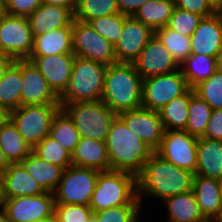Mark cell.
<instances>
[{"label":"cell","instance_id":"cell-27","mask_svg":"<svg viewBox=\"0 0 222 222\" xmlns=\"http://www.w3.org/2000/svg\"><path fill=\"white\" fill-rule=\"evenodd\" d=\"M163 202L167 207V218L171 222H199L205 218L192 190L168 197Z\"/></svg>","mask_w":222,"mask_h":222},{"label":"cell","instance_id":"cell-10","mask_svg":"<svg viewBox=\"0 0 222 222\" xmlns=\"http://www.w3.org/2000/svg\"><path fill=\"white\" fill-rule=\"evenodd\" d=\"M189 86L180 69L143 79L142 107L159 111L174 98L183 95Z\"/></svg>","mask_w":222,"mask_h":222},{"label":"cell","instance_id":"cell-61","mask_svg":"<svg viewBox=\"0 0 222 222\" xmlns=\"http://www.w3.org/2000/svg\"><path fill=\"white\" fill-rule=\"evenodd\" d=\"M218 12L220 13L221 17H222V6L221 8L218 10Z\"/></svg>","mask_w":222,"mask_h":222},{"label":"cell","instance_id":"cell-32","mask_svg":"<svg viewBox=\"0 0 222 222\" xmlns=\"http://www.w3.org/2000/svg\"><path fill=\"white\" fill-rule=\"evenodd\" d=\"M180 70L189 88L193 89L196 85L213 75L218 70V66L215 57L191 54L180 64Z\"/></svg>","mask_w":222,"mask_h":222},{"label":"cell","instance_id":"cell-23","mask_svg":"<svg viewBox=\"0 0 222 222\" xmlns=\"http://www.w3.org/2000/svg\"><path fill=\"white\" fill-rule=\"evenodd\" d=\"M73 54L72 27H60L34 38L30 56Z\"/></svg>","mask_w":222,"mask_h":222},{"label":"cell","instance_id":"cell-14","mask_svg":"<svg viewBox=\"0 0 222 222\" xmlns=\"http://www.w3.org/2000/svg\"><path fill=\"white\" fill-rule=\"evenodd\" d=\"M118 116L154 152L159 148L165 130L158 111L140 107L119 113Z\"/></svg>","mask_w":222,"mask_h":222},{"label":"cell","instance_id":"cell-15","mask_svg":"<svg viewBox=\"0 0 222 222\" xmlns=\"http://www.w3.org/2000/svg\"><path fill=\"white\" fill-rule=\"evenodd\" d=\"M133 64L143 79L180 69V65L170 51L155 35L145 45Z\"/></svg>","mask_w":222,"mask_h":222},{"label":"cell","instance_id":"cell-53","mask_svg":"<svg viewBox=\"0 0 222 222\" xmlns=\"http://www.w3.org/2000/svg\"><path fill=\"white\" fill-rule=\"evenodd\" d=\"M209 4L218 11L222 6V0H207Z\"/></svg>","mask_w":222,"mask_h":222},{"label":"cell","instance_id":"cell-37","mask_svg":"<svg viewBox=\"0 0 222 222\" xmlns=\"http://www.w3.org/2000/svg\"><path fill=\"white\" fill-rule=\"evenodd\" d=\"M41 159L63 169L72 165V154L48 135L33 150Z\"/></svg>","mask_w":222,"mask_h":222},{"label":"cell","instance_id":"cell-55","mask_svg":"<svg viewBox=\"0 0 222 222\" xmlns=\"http://www.w3.org/2000/svg\"><path fill=\"white\" fill-rule=\"evenodd\" d=\"M0 222H9L3 208H0Z\"/></svg>","mask_w":222,"mask_h":222},{"label":"cell","instance_id":"cell-13","mask_svg":"<svg viewBox=\"0 0 222 222\" xmlns=\"http://www.w3.org/2000/svg\"><path fill=\"white\" fill-rule=\"evenodd\" d=\"M9 222H43L54 218V193L7 198L3 207Z\"/></svg>","mask_w":222,"mask_h":222},{"label":"cell","instance_id":"cell-44","mask_svg":"<svg viewBox=\"0 0 222 222\" xmlns=\"http://www.w3.org/2000/svg\"><path fill=\"white\" fill-rule=\"evenodd\" d=\"M175 7L207 17L216 12L207 0H174Z\"/></svg>","mask_w":222,"mask_h":222},{"label":"cell","instance_id":"cell-45","mask_svg":"<svg viewBox=\"0 0 222 222\" xmlns=\"http://www.w3.org/2000/svg\"><path fill=\"white\" fill-rule=\"evenodd\" d=\"M203 138L222 141V109L212 110Z\"/></svg>","mask_w":222,"mask_h":222},{"label":"cell","instance_id":"cell-58","mask_svg":"<svg viewBox=\"0 0 222 222\" xmlns=\"http://www.w3.org/2000/svg\"><path fill=\"white\" fill-rule=\"evenodd\" d=\"M218 184H219V191H220V195L222 199V178L218 180Z\"/></svg>","mask_w":222,"mask_h":222},{"label":"cell","instance_id":"cell-42","mask_svg":"<svg viewBox=\"0 0 222 222\" xmlns=\"http://www.w3.org/2000/svg\"><path fill=\"white\" fill-rule=\"evenodd\" d=\"M93 212L89 206L55 204L56 222H86Z\"/></svg>","mask_w":222,"mask_h":222},{"label":"cell","instance_id":"cell-52","mask_svg":"<svg viewBox=\"0 0 222 222\" xmlns=\"http://www.w3.org/2000/svg\"><path fill=\"white\" fill-rule=\"evenodd\" d=\"M7 14L6 1L0 0V20Z\"/></svg>","mask_w":222,"mask_h":222},{"label":"cell","instance_id":"cell-49","mask_svg":"<svg viewBox=\"0 0 222 222\" xmlns=\"http://www.w3.org/2000/svg\"><path fill=\"white\" fill-rule=\"evenodd\" d=\"M7 200L5 178L3 174H0V208L4 207V203Z\"/></svg>","mask_w":222,"mask_h":222},{"label":"cell","instance_id":"cell-5","mask_svg":"<svg viewBox=\"0 0 222 222\" xmlns=\"http://www.w3.org/2000/svg\"><path fill=\"white\" fill-rule=\"evenodd\" d=\"M107 66L75 56L67 89L59 97L60 105L102 100Z\"/></svg>","mask_w":222,"mask_h":222},{"label":"cell","instance_id":"cell-18","mask_svg":"<svg viewBox=\"0 0 222 222\" xmlns=\"http://www.w3.org/2000/svg\"><path fill=\"white\" fill-rule=\"evenodd\" d=\"M28 60L35 64L49 87L60 97L68 87L75 55L30 56Z\"/></svg>","mask_w":222,"mask_h":222},{"label":"cell","instance_id":"cell-46","mask_svg":"<svg viewBox=\"0 0 222 222\" xmlns=\"http://www.w3.org/2000/svg\"><path fill=\"white\" fill-rule=\"evenodd\" d=\"M146 1L148 0H117L119 13L134 16Z\"/></svg>","mask_w":222,"mask_h":222},{"label":"cell","instance_id":"cell-34","mask_svg":"<svg viewBox=\"0 0 222 222\" xmlns=\"http://www.w3.org/2000/svg\"><path fill=\"white\" fill-rule=\"evenodd\" d=\"M211 113L209 104L194 93L190 97L187 126L184 131L196 138L203 137Z\"/></svg>","mask_w":222,"mask_h":222},{"label":"cell","instance_id":"cell-22","mask_svg":"<svg viewBox=\"0 0 222 222\" xmlns=\"http://www.w3.org/2000/svg\"><path fill=\"white\" fill-rule=\"evenodd\" d=\"M195 175L217 180L222 178V141L198 138Z\"/></svg>","mask_w":222,"mask_h":222},{"label":"cell","instance_id":"cell-39","mask_svg":"<svg viewBox=\"0 0 222 222\" xmlns=\"http://www.w3.org/2000/svg\"><path fill=\"white\" fill-rule=\"evenodd\" d=\"M127 17L128 16L125 14L117 13L95 18L88 23L95 31L116 46L120 39L124 22Z\"/></svg>","mask_w":222,"mask_h":222},{"label":"cell","instance_id":"cell-19","mask_svg":"<svg viewBox=\"0 0 222 222\" xmlns=\"http://www.w3.org/2000/svg\"><path fill=\"white\" fill-rule=\"evenodd\" d=\"M191 54L217 58L222 48V17L218 11L203 17L190 36Z\"/></svg>","mask_w":222,"mask_h":222},{"label":"cell","instance_id":"cell-40","mask_svg":"<svg viewBox=\"0 0 222 222\" xmlns=\"http://www.w3.org/2000/svg\"><path fill=\"white\" fill-rule=\"evenodd\" d=\"M142 205H122L93 212L95 222H141Z\"/></svg>","mask_w":222,"mask_h":222},{"label":"cell","instance_id":"cell-59","mask_svg":"<svg viewBox=\"0 0 222 222\" xmlns=\"http://www.w3.org/2000/svg\"><path fill=\"white\" fill-rule=\"evenodd\" d=\"M43 222H56V220H55V217H54V218H51V219L43 221Z\"/></svg>","mask_w":222,"mask_h":222},{"label":"cell","instance_id":"cell-41","mask_svg":"<svg viewBox=\"0 0 222 222\" xmlns=\"http://www.w3.org/2000/svg\"><path fill=\"white\" fill-rule=\"evenodd\" d=\"M202 18L198 14L175 7L167 27L185 36H191Z\"/></svg>","mask_w":222,"mask_h":222},{"label":"cell","instance_id":"cell-17","mask_svg":"<svg viewBox=\"0 0 222 222\" xmlns=\"http://www.w3.org/2000/svg\"><path fill=\"white\" fill-rule=\"evenodd\" d=\"M21 106L60 104L59 97L49 87L39 69L28 59L21 60Z\"/></svg>","mask_w":222,"mask_h":222},{"label":"cell","instance_id":"cell-3","mask_svg":"<svg viewBox=\"0 0 222 222\" xmlns=\"http://www.w3.org/2000/svg\"><path fill=\"white\" fill-rule=\"evenodd\" d=\"M143 78L133 63L107 66L102 100L117 115L142 107Z\"/></svg>","mask_w":222,"mask_h":222},{"label":"cell","instance_id":"cell-48","mask_svg":"<svg viewBox=\"0 0 222 222\" xmlns=\"http://www.w3.org/2000/svg\"><path fill=\"white\" fill-rule=\"evenodd\" d=\"M13 62L14 60L7 54H0V79Z\"/></svg>","mask_w":222,"mask_h":222},{"label":"cell","instance_id":"cell-2","mask_svg":"<svg viewBox=\"0 0 222 222\" xmlns=\"http://www.w3.org/2000/svg\"><path fill=\"white\" fill-rule=\"evenodd\" d=\"M105 145L111 162V170L129 172L136 177L154 153L117 115L113 120Z\"/></svg>","mask_w":222,"mask_h":222},{"label":"cell","instance_id":"cell-6","mask_svg":"<svg viewBox=\"0 0 222 222\" xmlns=\"http://www.w3.org/2000/svg\"><path fill=\"white\" fill-rule=\"evenodd\" d=\"M72 119L80 137L105 141L117 116L103 100L60 105Z\"/></svg>","mask_w":222,"mask_h":222},{"label":"cell","instance_id":"cell-20","mask_svg":"<svg viewBox=\"0 0 222 222\" xmlns=\"http://www.w3.org/2000/svg\"><path fill=\"white\" fill-rule=\"evenodd\" d=\"M33 37L60 27H72L74 14L67 8L43 4L27 17Z\"/></svg>","mask_w":222,"mask_h":222},{"label":"cell","instance_id":"cell-57","mask_svg":"<svg viewBox=\"0 0 222 222\" xmlns=\"http://www.w3.org/2000/svg\"><path fill=\"white\" fill-rule=\"evenodd\" d=\"M199 222H218V221L215 218L209 217V218H204Z\"/></svg>","mask_w":222,"mask_h":222},{"label":"cell","instance_id":"cell-26","mask_svg":"<svg viewBox=\"0 0 222 222\" xmlns=\"http://www.w3.org/2000/svg\"><path fill=\"white\" fill-rule=\"evenodd\" d=\"M192 191L203 216L214 218L222 204L218 180L194 175Z\"/></svg>","mask_w":222,"mask_h":222},{"label":"cell","instance_id":"cell-16","mask_svg":"<svg viewBox=\"0 0 222 222\" xmlns=\"http://www.w3.org/2000/svg\"><path fill=\"white\" fill-rule=\"evenodd\" d=\"M153 36L154 31L149 26L128 16L115 46L117 63H133Z\"/></svg>","mask_w":222,"mask_h":222},{"label":"cell","instance_id":"cell-29","mask_svg":"<svg viewBox=\"0 0 222 222\" xmlns=\"http://www.w3.org/2000/svg\"><path fill=\"white\" fill-rule=\"evenodd\" d=\"M0 149L9 163L22 162L32 152L10 118L0 125Z\"/></svg>","mask_w":222,"mask_h":222},{"label":"cell","instance_id":"cell-43","mask_svg":"<svg viewBox=\"0 0 222 222\" xmlns=\"http://www.w3.org/2000/svg\"><path fill=\"white\" fill-rule=\"evenodd\" d=\"M7 14L28 17L40 5L41 0H5Z\"/></svg>","mask_w":222,"mask_h":222},{"label":"cell","instance_id":"cell-31","mask_svg":"<svg viewBox=\"0 0 222 222\" xmlns=\"http://www.w3.org/2000/svg\"><path fill=\"white\" fill-rule=\"evenodd\" d=\"M194 93V89L189 88L183 95L174 98L158 111L164 130H185L190 97Z\"/></svg>","mask_w":222,"mask_h":222},{"label":"cell","instance_id":"cell-54","mask_svg":"<svg viewBox=\"0 0 222 222\" xmlns=\"http://www.w3.org/2000/svg\"><path fill=\"white\" fill-rule=\"evenodd\" d=\"M216 61H217L218 69L222 71V48H221V50L218 53Z\"/></svg>","mask_w":222,"mask_h":222},{"label":"cell","instance_id":"cell-51","mask_svg":"<svg viewBox=\"0 0 222 222\" xmlns=\"http://www.w3.org/2000/svg\"><path fill=\"white\" fill-rule=\"evenodd\" d=\"M10 118V113L0 105V125Z\"/></svg>","mask_w":222,"mask_h":222},{"label":"cell","instance_id":"cell-12","mask_svg":"<svg viewBox=\"0 0 222 222\" xmlns=\"http://www.w3.org/2000/svg\"><path fill=\"white\" fill-rule=\"evenodd\" d=\"M197 142L198 138L184 130H165L160 146L155 153L180 169L195 174Z\"/></svg>","mask_w":222,"mask_h":222},{"label":"cell","instance_id":"cell-1","mask_svg":"<svg viewBox=\"0 0 222 222\" xmlns=\"http://www.w3.org/2000/svg\"><path fill=\"white\" fill-rule=\"evenodd\" d=\"M194 173L180 169L155 152L137 176V195L141 204L144 196H153L162 202L171 196L192 190ZM147 195V196H146Z\"/></svg>","mask_w":222,"mask_h":222},{"label":"cell","instance_id":"cell-8","mask_svg":"<svg viewBox=\"0 0 222 222\" xmlns=\"http://www.w3.org/2000/svg\"><path fill=\"white\" fill-rule=\"evenodd\" d=\"M100 171L71 165L54 191L55 204L89 206Z\"/></svg>","mask_w":222,"mask_h":222},{"label":"cell","instance_id":"cell-60","mask_svg":"<svg viewBox=\"0 0 222 222\" xmlns=\"http://www.w3.org/2000/svg\"><path fill=\"white\" fill-rule=\"evenodd\" d=\"M86 222H95V219H94V217H93V216H91V217H90V219H89V220H87Z\"/></svg>","mask_w":222,"mask_h":222},{"label":"cell","instance_id":"cell-21","mask_svg":"<svg viewBox=\"0 0 222 222\" xmlns=\"http://www.w3.org/2000/svg\"><path fill=\"white\" fill-rule=\"evenodd\" d=\"M72 165L98 171L111 170V162L105 141L81 137L72 153Z\"/></svg>","mask_w":222,"mask_h":222},{"label":"cell","instance_id":"cell-56","mask_svg":"<svg viewBox=\"0 0 222 222\" xmlns=\"http://www.w3.org/2000/svg\"><path fill=\"white\" fill-rule=\"evenodd\" d=\"M218 222H222V204L220 206L218 214L214 217Z\"/></svg>","mask_w":222,"mask_h":222},{"label":"cell","instance_id":"cell-11","mask_svg":"<svg viewBox=\"0 0 222 222\" xmlns=\"http://www.w3.org/2000/svg\"><path fill=\"white\" fill-rule=\"evenodd\" d=\"M34 37L27 17L6 14L0 20V52L13 60L29 59Z\"/></svg>","mask_w":222,"mask_h":222},{"label":"cell","instance_id":"cell-4","mask_svg":"<svg viewBox=\"0 0 222 222\" xmlns=\"http://www.w3.org/2000/svg\"><path fill=\"white\" fill-rule=\"evenodd\" d=\"M122 205H142L137 195V177L123 171L99 172L89 203L92 212Z\"/></svg>","mask_w":222,"mask_h":222},{"label":"cell","instance_id":"cell-30","mask_svg":"<svg viewBox=\"0 0 222 222\" xmlns=\"http://www.w3.org/2000/svg\"><path fill=\"white\" fill-rule=\"evenodd\" d=\"M174 9V0H148L134 17L155 31L168 25Z\"/></svg>","mask_w":222,"mask_h":222},{"label":"cell","instance_id":"cell-36","mask_svg":"<svg viewBox=\"0 0 222 222\" xmlns=\"http://www.w3.org/2000/svg\"><path fill=\"white\" fill-rule=\"evenodd\" d=\"M117 13V0H76L74 18L88 23L95 18Z\"/></svg>","mask_w":222,"mask_h":222},{"label":"cell","instance_id":"cell-33","mask_svg":"<svg viewBox=\"0 0 222 222\" xmlns=\"http://www.w3.org/2000/svg\"><path fill=\"white\" fill-rule=\"evenodd\" d=\"M49 135L71 154L81 138L72 119L62 108L53 118Z\"/></svg>","mask_w":222,"mask_h":222},{"label":"cell","instance_id":"cell-35","mask_svg":"<svg viewBox=\"0 0 222 222\" xmlns=\"http://www.w3.org/2000/svg\"><path fill=\"white\" fill-rule=\"evenodd\" d=\"M154 35L170 51L180 65L191 55V39L167 26L154 31Z\"/></svg>","mask_w":222,"mask_h":222},{"label":"cell","instance_id":"cell-9","mask_svg":"<svg viewBox=\"0 0 222 222\" xmlns=\"http://www.w3.org/2000/svg\"><path fill=\"white\" fill-rule=\"evenodd\" d=\"M73 54L106 66L117 63L115 46L95 31L89 23L74 18L72 22Z\"/></svg>","mask_w":222,"mask_h":222},{"label":"cell","instance_id":"cell-38","mask_svg":"<svg viewBox=\"0 0 222 222\" xmlns=\"http://www.w3.org/2000/svg\"><path fill=\"white\" fill-rule=\"evenodd\" d=\"M195 94L206 101L212 110L222 109V71L217 70L194 88Z\"/></svg>","mask_w":222,"mask_h":222},{"label":"cell","instance_id":"cell-24","mask_svg":"<svg viewBox=\"0 0 222 222\" xmlns=\"http://www.w3.org/2000/svg\"><path fill=\"white\" fill-rule=\"evenodd\" d=\"M7 198L36 196L45 193L36 180L26 171L21 162L9 163L3 174Z\"/></svg>","mask_w":222,"mask_h":222},{"label":"cell","instance_id":"cell-25","mask_svg":"<svg viewBox=\"0 0 222 222\" xmlns=\"http://www.w3.org/2000/svg\"><path fill=\"white\" fill-rule=\"evenodd\" d=\"M21 163L45 192L54 193L62 178V167L48 163L33 151Z\"/></svg>","mask_w":222,"mask_h":222},{"label":"cell","instance_id":"cell-28","mask_svg":"<svg viewBox=\"0 0 222 222\" xmlns=\"http://www.w3.org/2000/svg\"><path fill=\"white\" fill-rule=\"evenodd\" d=\"M21 60H14L0 79V105L9 113L21 106Z\"/></svg>","mask_w":222,"mask_h":222},{"label":"cell","instance_id":"cell-47","mask_svg":"<svg viewBox=\"0 0 222 222\" xmlns=\"http://www.w3.org/2000/svg\"><path fill=\"white\" fill-rule=\"evenodd\" d=\"M43 4H52L69 9L73 14L76 10V0H41Z\"/></svg>","mask_w":222,"mask_h":222},{"label":"cell","instance_id":"cell-7","mask_svg":"<svg viewBox=\"0 0 222 222\" xmlns=\"http://www.w3.org/2000/svg\"><path fill=\"white\" fill-rule=\"evenodd\" d=\"M60 104L24 105L10 112V119L32 150L50 133Z\"/></svg>","mask_w":222,"mask_h":222},{"label":"cell","instance_id":"cell-50","mask_svg":"<svg viewBox=\"0 0 222 222\" xmlns=\"http://www.w3.org/2000/svg\"><path fill=\"white\" fill-rule=\"evenodd\" d=\"M8 165L9 162L5 158L4 152L0 149V174H4L7 171Z\"/></svg>","mask_w":222,"mask_h":222}]
</instances>
